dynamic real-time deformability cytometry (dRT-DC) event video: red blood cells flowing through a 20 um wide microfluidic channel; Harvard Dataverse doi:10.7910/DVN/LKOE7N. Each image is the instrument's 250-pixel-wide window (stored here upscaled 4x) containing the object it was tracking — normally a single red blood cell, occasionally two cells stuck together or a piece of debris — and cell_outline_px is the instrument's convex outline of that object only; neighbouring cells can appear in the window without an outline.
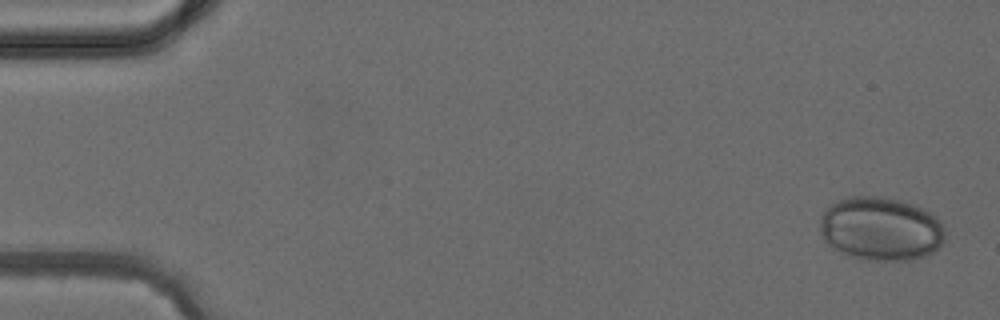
{"species": "common noctule bat (a hibernating species)", "species_latin": "Nyctalus noctula", "temperature_condition": "cold", "stored_images_in_passage": 5, "camera_frame_rate_fps": 3000, "um_per_image_px": 0.085, "animal": {"sex": "female", "body_mass_g": 24.6, "forearm_length_mm": 56.2}, "frame": {"image": 1, "passage_image": 1, "time_ms": 0.0, "image_size_px": [1000, 320], "cell_outline_px": [[944, 240], [932, 252], [924, 256], [908, 260], [864, 260], [852, 256], [832, 248], [820, 236], [820, 216], [832, 204], [848, 196], [884, 196], [900, 200], [912, 204], [936, 216], [944, 228]], "centroid_in_image_um": [74.84, 19.44], "position_along_channel_um": 10.2, "area_um2": 46.3}}